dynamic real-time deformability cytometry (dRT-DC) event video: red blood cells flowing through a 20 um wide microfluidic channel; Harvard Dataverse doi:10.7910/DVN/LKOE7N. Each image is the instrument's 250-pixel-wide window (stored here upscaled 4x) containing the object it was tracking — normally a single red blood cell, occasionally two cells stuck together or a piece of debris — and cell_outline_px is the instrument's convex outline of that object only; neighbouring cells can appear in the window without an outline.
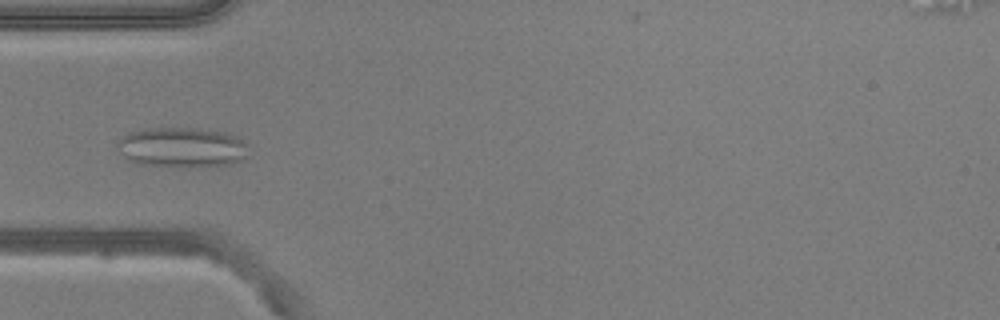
{"species": "common noctule bat (a hibernating species)", "species_latin": "Nyctalus noctula", "temperature_condition": "warm", "stored_images_in_passage": 52, "camera_frame_rate_fps": 3000, "um_per_image_px": 0.085, "animal": {"sex": "male", "body_mass_g": 20.5, "forearm_length_mm": 52.5}, "frame": {"image": 1, "passage_image": 16, "time_ms": 5.0, "image_size_px": [1000, 320], "cell_outline_px": [[248, 156], [240, 160], [228, 164], [136, 164], [128, 160], [120, 152], [116, 144], [116, 140], [120, 136], [132, 132], [148, 128], [200, 128], [224, 132], [236, 136], [244, 144]], "centroid_in_image_um": [15.39, 12.47], "position_along_channel_um": 69.6, "area_um2": 29.54}}
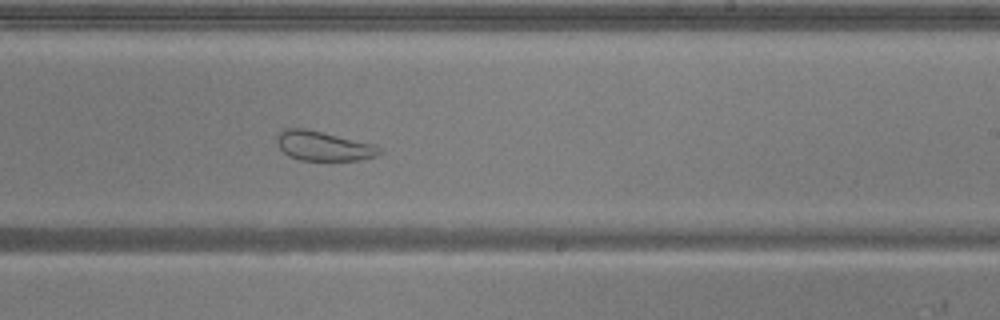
{"frame": {"image": 2, "passage_image": 31, "time_ms": 10.0, "image_size_px": [1000, 320], "cell_outline_px": [[384, 152], [376, 156], [360, 160], [300, 160], [288, 156], [276, 144], [276, 136], [284, 128], [304, 128], [376, 144]], "centroid_in_image_um": [27.5, 12.41], "position_along_channel_um": 261.5, "area_um2": 17.8}}
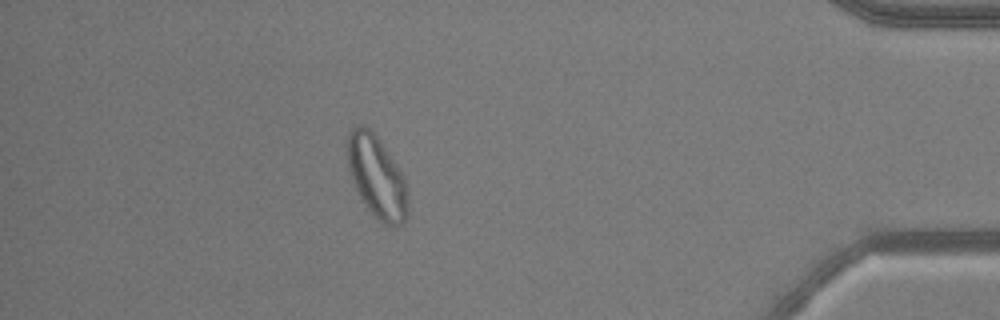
{"frame": {"image": 3, "passage_image": 46, "time_ms": 15.0, "image_size_px": [1000, 320], "cell_outline_px": [[408, 216], [400, 224], [392, 228], [384, 224], [364, 204], [352, 180], [348, 164], [344, 144], [348, 132], [352, 128], [360, 124], [364, 124], [376, 136], [396, 164], [404, 176], [408, 188]], "centroid_in_image_um": [32.02, 15.01], "position_along_channel_um": 403.2, "area_um2": 29.19}, "authors_computed_cell_mechanics": {"area_um2": 27.3972, "velocity_mm_per_s": 3.8135, "shape_relaxation_time_tau1_ms": null, "shape_relaxation_time_tau2_ms": 1.0851, "deformation_change_tau1": null, "deformation_change_tau2": 0.0777}}